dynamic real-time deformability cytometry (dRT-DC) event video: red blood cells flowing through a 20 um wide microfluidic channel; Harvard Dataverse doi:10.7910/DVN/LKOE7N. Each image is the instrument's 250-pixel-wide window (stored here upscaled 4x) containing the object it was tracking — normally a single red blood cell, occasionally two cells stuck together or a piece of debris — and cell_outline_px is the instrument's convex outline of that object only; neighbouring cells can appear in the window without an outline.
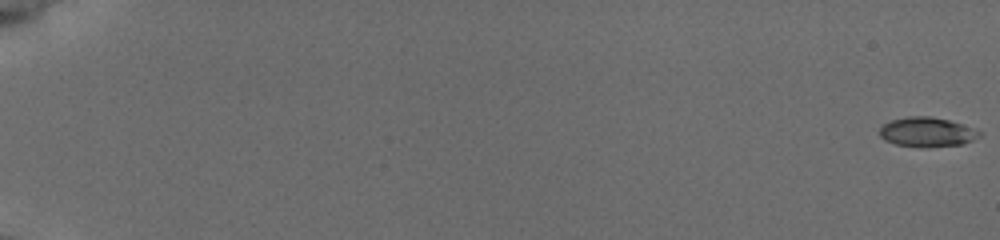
{"species": "common noctule bat (a hibernating species)", "species_latin": "Nyctalus noctula", "temperature_condition": "cold", "stored_images_in_passage": 54, "camera_frame_rate_fps": 3000, "um_per_image_px": 0.085, "animal": {"sex": "female", "body_mass_g": 19.5, "forearm_length_mm": 54.1}, "frame": {"image": 1, "passage_image": 1, "time_ms": 0.0, "image_size_px": [1000, 240], "cell_outline_px": [[984, 132], [980, 136], [964, 144], [896, 144], [884, 140], [880, 136], [880, 128], [884, 124], [892, 120], [908, 116], [932, 116], [948, 120]], "centroid_in_image_um": [78.8, 11.17], "position_along_channel_um": 6.2, "area_um2": 16.24}}
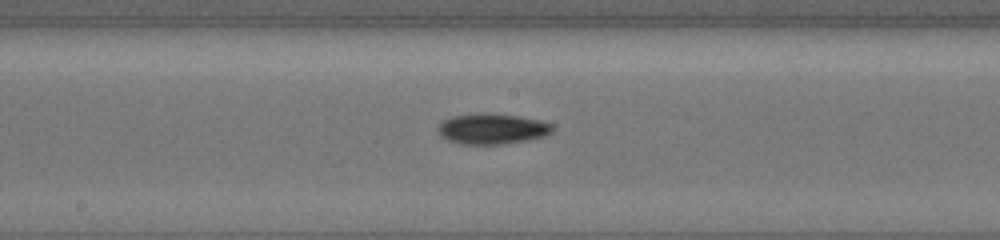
{"frame": {"image": 2, "passage_image": 31, "time_ms": 10.0, "image_size_px": [1000, 240], "cell_outline_px": [[556, 128], [552, 132], [544, 136], [528, 140], [500, 144], [460, 144], [448, 140], [440, 136], [436, 128], [440, 120], [452, 116], [476, 112], [488, 112], [520, 116], [540, 120], [552, 124]], "centroid_in_image_um": [41.8, 10.92], "position_along_channel_um": 206.4, "area_um2": 20.98}}
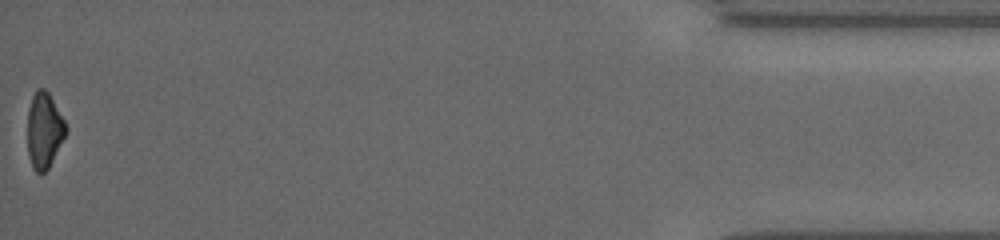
{"frame": {"image": 3, "passage_image": 54, "time_ms": 17.667, "image_size_px": [1000, 240], "cell_outline_px": [[68, 132], [48, 168], [44, 172], [36, 172], [32, 168], [28, 152], [28, 108], [32, 96], [36, 88], [44, 88], [48, 92], [64, 120], [68, 128]], "centroid_in_image_um": [3.76, 11.07], "position_along_channel_um": 431.4, "area_um2": 16.94}, "authors_computed_cell_mechanics": {"area_um2": 17.9469, "velocity_mm_per_s": 3.7908, "shape_relaxation_time_tau1_ms": 2.5719, "shape_relaxation_time_tau2_ms": null, "deformation_change_tau1": 0.0961, "deformation_change_tau2": null}}